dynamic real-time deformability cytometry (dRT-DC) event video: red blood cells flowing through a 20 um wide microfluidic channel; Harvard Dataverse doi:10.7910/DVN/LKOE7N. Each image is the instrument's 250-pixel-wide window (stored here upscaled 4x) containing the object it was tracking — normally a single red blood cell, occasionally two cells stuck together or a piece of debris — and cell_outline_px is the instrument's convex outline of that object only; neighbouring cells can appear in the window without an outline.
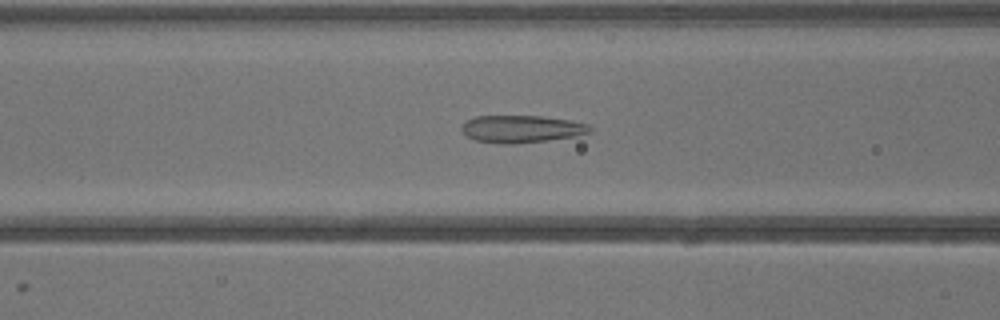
{"species": "common noctule bat (a hibernating species)", "species_latin": "Nyctalus noctula", "temperature_condition": "warm", "stored_images_in_passage": 40, "camera_frame_rate_fps": 3000, "um_per_image_px": 0.085, "animal": {"sex": "male", "body_mass_g": 13.3}, "frame": {"image": 1, "passage_image": 16, "time_ms": 5.0, "image_size_px": [1000, 320], "cell_outline_px": [[592, 128], [588, 132], [576, 136], [548, 140], [512, 144], [500, 144], [476, 140], [468, 136], [460, 128], [460, 124], [476, 116], [540, 116], [572, 120], [588, 124]], "centroid_in_image_um": [44.32, 10.96], "position_along_channel_um": 122.3, "area_um2": 20.4}}
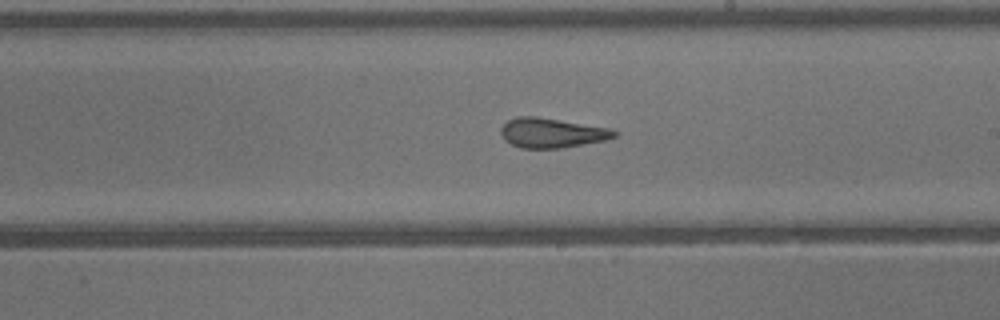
{"frame": {"image": 2, "passage_image": 23, "time_ms": 7.333, "image_size_px": [1000, 320], "cell_outline_px": [[620, 132], [616, 136], [604, 140], [560, 148], [520, 148], [504, 140], [500, 132], [500, 128], [508, 120], [516, 116], [536, 116], [608, 128]], "centroid_in_image_um": [46.86, 11.29], "position_along_channel_um": 242.1, "area_um2": 19.48}}
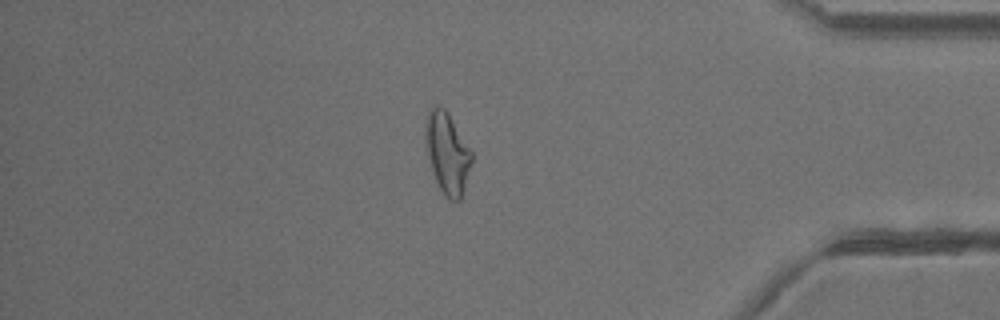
{"frame": {"image": 3, "passage_image": 34, "time_ms": 11.0, "image_size_px": [1000, 320], "cell_outline_px": [[472, 160], [464, 188], [460, 200], [452, 200], [440, 188], [432, 172], [428, 156], [424, 128], [424, 124], [428, 112], [436, 104], [440, 104], [448, 112], [472, 152]], "centroid_in_image_um": [38.0, 12.94], "position_along_channel_um": 397.2, "area_um2": 21.5}}